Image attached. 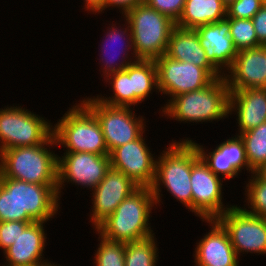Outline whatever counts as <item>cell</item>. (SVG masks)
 Instances as JSON below:
<instances>
[{"instance_id":"1f68e13d","label":"cell","mask_w":266,"mask_h":266,"mask_svg":"<svg viewBox=\"0 0 266 266\" xmlns=\"http://www.w3.org/2000/svg\"><path fill=\"white\" fill-rule=\"evenodd\" d=\"M263 5L261 0H235L226 7V17L252 19Z\"/></svg>"},{"instance_id":"8d00e7d4","label":"cell","mask_w":266,"mask_h":266,"mask_svg":"<svg viewBox=\"0 0 266 266\" xmlns=\"http://www.w3.org/2000/svg\"><path fill=\"white\" fill-rule=\"evenodd\" d=\"M103 1L104 0H84V8L85 11L89 12L90 14H102L103 13ZM97 13V14H96Z\"/></svg>"},{"instance_id":"30bf717a","label":"cell","mask_w":266,"mask_h":266,"mask_svg":"<svg viewBox=\"0 0 266 266\" xmlns=\"http://www.w3.org/2000/svg\"><path fill=\"white\" fill-rule=\"evenodd\" d=\"M157 67L158 90L168 96L166 104L175 96L205 88L216 78L224 77L217 68H202L190 62H180L165 54L154 60Z\"/></svg>"},{"instance_id":"836d02e7","label":"cell","mask_w":266,"mask_h":266,"mask_svg":"<svg viewBox=\"0 0 266 266\" xmlns=\"http://www.w3.org/2000/svg\"><path fill=\"white\" fill-rule=\"evenodd\" d=\"M186 0H145V3L175 23L181 16Z\"/></svg>"},{"instance_id":"e0dca14e","label":"cell","mask_w":266,"mask_h":266,"mask_svg":"<svg viewBox=\"0 0 266 266\" xmlns=\"http://www.w3.org/2000/svg\"><path fill=\"white\" fill-rule=\"evenodd\" d=\"M224 78L229 90L266 88V46L238 51Z\"/></svg>"},{"instance_id":"44dd1931","label":"cell","mask_w":266,"mask_h":266,"mask_svg":"<svg viewBox=\"0 0 266 266\" xmlns=\"http://www.w3.org/2000/svg\"><path fill=\"white\" fill-rule=\"evenodd\" d=\"M45 223L47 222L31 223L20 233L14 243L3 251L6 262L2 266H34L51 263L48 259L44 260L43 254L48 245L47 233L44 230Z\"/></svg>"},{"instance_id":"484cf974","label":"cell","mask_w":266,"mask_h":266,"mask_svg":"<svg viewBox=\"0 0 266 266\" xmlns=\"http://www.w3.org/2000/svg\"><path fill=\"white\" fill-rule=\"evenodd\" d=\"M245 146L249 167L258 172L266 165V122L239 134Z\"/></svg>"},{"instance_id":"f1b7e54d","label":"cell","mask_w":266,"mask_h":266,"mask_svg":"<svg viewBox=\"0 0 266 266\" xmlns=\"http://www.w3.org/2000/svg\"><path fill=\"white\" fill-rule=\"evenodd\" d=\"M108 85H111L113 95L106 97L98 95L97 98L111 106L130 107L131 106V85L129 74L125 70H121L112 74H109L104 78ZM109 82V83H108Z\"/></svg>"},{"instance_id":"ab89813d","label":"cell","mask_w":266,"mask_h":266,"mask_svg":"<svg viewBox=\"0 0 266 266\" xmlns=\"http://www.w3.org/2000/svg\"><path fill=\"white\" fill-rule=\"evenodd\" d=\"M55 263H42V264H38V265H34V266H53Z\"/></svg>"},{"instance_id":"7c38bea8","label":"cell","mask_w":266,"mask_h":266,"mask_svg":"<svg viewBox=\"0 0 266 266\" xmlns=\"http://www.w3.org/2000/svg\"><path fill=\"white\" fill-rule=\"evenodd\" d=\"M63 154L58 155L57 189L60 200L63 193L61 189H64L68 183L78 187L80 185L81 189H91L92 192L111 167L110 155L88 152H64Z\"/></svg>"},{"instance_id":"9a60e30c","label":"cell","mask_w":266,"mask_h":266,"mask_svg":"<svg viewBox=\"0 0 266 266\" xmlns=\"http://www.w3.org/2000/svg\"><path fill=\"white\" fill-rule=\"evenodd\" d=\"M139 186L123 172L110 167L105 177L92 191L90 222L95 230L115 212L119 204Z\"/></svg>"},{"instance_id":"5bb4252c","label":"cell","mask_w":266,"mask_h":266,"mask_svg":"<svg viewBox=\"0 0 266 266\" xmlns=\"http://www.w3.org/2000/svg\"><path fill=\"white\" fill-rule=\"evenodd\" d=\"M142 134L138 139L110 153L111 167L123 172L139 187H151L155 179L156 157Z\"/></svg>"},{"instance_id":"603a6c76","label":"cell","mask_w":266,"mask_h":266,"mask_svg":"<svg viewBox=\"0 0 266 266\" xmlns=\"http://www.w3.org/2000/svg\"><path fill=\"white\" fill-rule=\"evenodd\" d=\"M165 55L180 61L190 62L202 68H216L207 58L195 29L175 26L170 34Z\"/></svg>"},{"instance_id":"d590c367","label":"cell","mask_w":266,"mask_h":266,"mask_svg":"<svg viewBox=\"0 0 266 266\" xmlns=\"http://www.w3.org/2000/svg\"><path fill=\"white\" fill-rule=\"evenodd\" d=\"M144 2L145 0H104L103 13L105 9L107 10L108 7L110 9V7L112 6V9H114V7L118 8L119 12H122L121 15L124 16L128 11Z\"/></svg>"},{"instance_id":"d6986e66","label":"cell","mask_w":266,"mask_h":266,"mask_svg":"<svg viewBox=\"0 0 266 266\" xmlns=\"http://www.w3.org/2000/svg\"><path fill=\"white\" fill-rule=\"evenodd\" d=\"M124 21H125L124 25L121 26L120 23H118L119 24L118 27L116 26L117 22H115V24L114 23L109 24L106 30L107 33L104 34L105 39L102 40L103 41L101 42L102 47H100L102 51L101 52L102 56L99 54V57H101V59L99 58L100 60L99 62L100 63L102 62L101 66L103 67V68L101 67L102 71L99 70L100 72H102L101 74L102 78H106L109 74L124 70L129 64L138 60L137 57L135 56L133 48V39H132L130 25L126 19ZM117 46L120 47V49H118Z\"/></svg>"},{"instance_id":"e575fe53","label":"cell","mask_w":266,"mask_h":266,"mask_svg":"<svg viewBox=\"0 0 266 266\" xmlns=\"http://www.w3.org/2000/svg\"><path fill=\"white\" fill-rule=\"evenodd\" d=\"M254 25L258 44L266 46V5L264 4L251 19Z\"/></svg>"},{"instance_id":"4dcf8cb0","label":"cell","mask_w":266,"mask_h":266,"mask_svg":"<svg viewBox=\"0 0 266 266\" xmlns=\"http://www.w3.org/2000/svg\"><path fill=\"white\" fill-rule=\"evenodd\" d=\"M237 51L259 47L251 19L230 18V33Z\"/></svg>"},{"instance_id":"f546056e","label":"cell","mask_w":266,"mask_h":266,"mask_svg":"<svg viewBox=\"0 0 266 266\" xmlns=\"http://www.w3.org/2000/svg\"><path fill=\"white\" fill-rule=\"evenodd\" d=\"M98 234L99 245L94 254V266H125V243L111 241Z\"/></svg>"},{"instance_id":"d4e9b609","label":"cell","mask_w":266,"mask_h":266,"mask_svg":"<svg viewBox=\"0 0 266 266\" xmlns=\"http://www.w3.org/2000/svg\"><path fill=\"white\" fill-rule=\"evenodd\" d=\"M130 77L131 106H136L158 91L157 67L154 60L138 59L124 69ZM155 89V90H154ZM154 90V91H153Z\"/></svg>"},{"instance_id":"8fae6325","label":"cell","mask_w":266,"mask_h":266,"mask_svg":"<svg viewBox=\"0 0 266 266\" xmlns=\"http://www.w3.org/2000/svg\"><path fill=\"white\" fill-rule=\"evenodd\" d=\"M216 220L228 232L239 258L249 252L266 255V218L249 214L243 207L234 204Z\"/></svg>"},{"instance_id":"cb8c5ba5","label":"cell","mask_w":266,"mask_h":266,"mask_svg":"<svg viewBox=\"0 0 266 266\" xmlns=\"http://www.w3.org/2000/svg\"><path fill=\"white\" fill-rule=\"evenodd\" d=\"M226 18V6L221 0H186L175 26L196 29Z\"/></svg>"},{"instance_id":"4fadbf2b","label":"cell","mask_w":266,"mask_h":266,"mask_svg":"<svg viewBox=\"0 0 266 266\" xmlns=\"http://www.w3.org/2000/svg\"><path fill=\"white\" fill-rule=\"evenodd\" d=\"M192 213L201 220L217 219L233 205L223 204V179L215 175L200 157L191 172ZM230 205V206H229Z\"/></svg>"},{"instance_id":"4316f807","label":"cell","mask_w":266,"mask_h":266,"mask_svg":"<svg viewBox=\"0 0 266 266\" xmlns=\"http://www.w3.org/2000/svg\"><path fill=\"white\" fill-rule=\"evenodd\" d=\"M155 234L138 241L125 243V266H156L159 260Z\"/></svg>"},{"instance_id":"60d3db41","label":"cell","mask_w":266,"mask_h":266,"mask_svg":"<svg viewBox=\"0 0 266 266\" xmlns=\"http://www.w3.org/2000/svg\"><path fill=\"white\" fill-rule=\"evenodd\" d=\"M262 2H263V4H265L266 5V0H261Z\"/></svg>"},{"instance_id":"d6a6232c","label":"cell","mask_w":266,"mask_h":266,"mask_svg":"<svg viewBox=\"0 0 266 266\" xmlns=\"http://www.w3.org/2000/svg\"><path fill=\"white\" fill-rule=\"evenodd\" d=\"M31 223L22 221L0 222V248L7 249Z\"/></svg>"},{"instance_id":"9c48e42d","label":"cell","mask_w":266,"mask_h":266,"mask_svg":"<svg viewBox=\"0 0 266 266\" xmlns=\"http://www.w3.org/2000/svg\"><path fill=\"white\" fill-rule=\"evenodd\" d=\"M98 119L109 154L117 147L145 134L146 122L142 115L136 117L132 107L111 106L96 96L81 100Z\"/></svg>"},{"instance_id":"ba28073f","label":"cell","mask_w":266,"mask_h":266,"mask_svg":"<svg viewBox=\"0 0 266 266\" xmlns=\"http://www.w3.org/2000/svg\"><path fill=\"white\" fill-rule=\"evenodd\" d=\"M41 116L19 105L1 108L0 153L10 148L44 144L53 135V123Z\"/></svg>"},{"instance_id":"6da1fadb","label":"cell","mask_w":266,"mask_h":266,"mask_svg":"<svg viewBox=\"0 0 266 266\" xmlns=\"http://www.w3.org/2000/svg\"><path fill=\"white\" fill-rule=\"evenodd\" d=\"M57 185L0 177V222H48L60 207Z\"/></svg>"},{"instance_id":"74e56055","label":"cell","mask_w":266,"mask_h":266,"mask_svg":"<svg viewBox=\"0 0 266 266\" xmlns=\"http://www.w3.org/2000/svg\"><path fill=\"white\" fill-rule=\"evenodd\" d=\"M266 179V165L258 171Z\"/></svg>"},{"instance_id":"7402d4cb","label":"cell","mask_w":266,"mask_h":266,"mask_svg":"<svg viewBox=\"0 0 266 266\" xmlns=\"http://www.w3.org/2000/svg\"><path fill=\"white\" fill-rule=\"evenodd\" d=\"M236 114L239 135L266 122V88L230 90L229 115Z\"/></svg>"},{"instance_id":"ac0fdd59","label":"cell","mask_w":266,"mask_h":266,"mask_svg":"<svg viewBox=\"0 0 266 266\" xmlns=\"http://www.w3.org/2000/svg\"><path fill=\"white\" fill-rule=\"evenodd\" d=\"M210 230L196 243L193 253L195 266H240L228 232L216 220H202Z\"/></svg>"},{"instance_id":"83f0119b","label":"cell","mask_w":266,"mask_h":266,"mask_svg":"<svg viewBox=\"0 0 266 266\" xmlns=\"http://www.w3.org/2000/svg\"><path fill=\"white\" fill-rule=\"evenodd\" d=\"M244 184H246L244 202L247 204L243 209L249 214L266 218V179L259 172H253L248 182Z\"/></svg>"},{"instance_id":"f35d334b","label":"cell","mask_w":266,"mask_h":266,"mask_svg":"<svg viewBox=\"0 0 266 266\" xmlns=\"http://www.w3.org/2000/svg\"><path fill=\"white\" fill-rule=\"evenodd\" d=\"M222 1V3L226 6V7H228L231 3H233L235 0H221Z\"/></svg>"},{"instance_id":"8992f818","label":"cell","mask_w":266,"mask_h":266,"mask_svg":"<svg viewBox=\"0 0 266 266\" xmlns=\"http://www.w3.org/2000/svg\"><path fill=\"white\" fill-rule=\"evenodd\" d=\"M58 120L53 126V136L57 147L66 148L64 152L110 155L98 119L81 100Z\"/></svg>"},{"instance_id":"ffe728a7","label":"cell","mask_w":266,"mask_h":266,"mask_svg":"<svg viewBox=\"0 0 266 266\" xmlns=\"http://www.w3.org/2000/svg\"><path fill=\"white\" fill-rule=\"evenodd\" d=\"M195 30L208 60L224 75L232 67L238 52L229 36L230 18L199 26Z\"/></svg>"},{"instance_id":"52a82bcc","label":"cell","mask_w":266,"mask_h":266,"mask_svg":"<svg viewBox=\"0 0 266 266\" xmlns=\"http://www.w3.org/2000/svg\"><path fill=\"white\" fill-rule=\"evenodd\" d=\"M122 19L130 25L137 59L155 60L165 54L175 22L145 2L128 11Z\"/></svg>"},{"instance_id":"277c9868","label":"cell","mask_w":266,"mask_h":266,"mask_svg":"<svg viewBox=\"0 0 266 266\" xmlns=\"http://www.w3.org/2000/svg\"><path fill=\"white\" fill-rule=\"evenodd\" d=\"M150 187H138L127 196L95 230L104 238L117 242H132L155 233L149 221L153 208L157 209Z\"/></svg>"},{"instance_id":"3957f363","label":"cell","mask_w":266,"mask_h":266,"mask_svg":"<svg viewBox=\"0 0 266 266\" xmlns=\"http://www.w3.org/2000/svg\"><path fill=\"white\" fill-rule=\"evenodd\" d=\"M229 95L225 78L219 77L205 88L173 97L161 107L159 115L188 124L218 122L229 117Z\"/></svg>"},{"instance_id":"5b68a950","label":"cell","mask_w":266,"mask_h":266,"mask_svg":"<svg viewBox=\"0 0 266 266\" xmlns=\"http://www.w3.org/2000/svg\"><path fill=\"white\" fill-rule=\"evenodd\" d=\"M52 135L44 144L10 148L0 153V177L13 178L28 183L57 185L58 153Z\"/></svg>"},{"instance_id":"7a4b0ae2","label":"cell","mask_w":266,"mask_h":266,"mask_svg":"<svg viewBox=\"0 0 266 266\" xmlns=\"http://www.w3.org/2000/svg\"><path fill=\"white\" fill-rule=\"evenodd\" d=\"M156 159L155 179L150 187L155 198L156 207L162 203L161 189L180 201L192 212V165L200 158L195 144L191 140L171 141ZM163 186V187H162ZM162 187V188H161Z\"/></svg>"},{"instance_id":"2e32d148","label":"cell","mask_w":266,"mask_h":266,"mask_svg":"<svg viewBox=\"0 0 266 266\" xmlns=\"http://www.w3.org/2000/svg\"><path fill=\"white\" fill-rule=\"evenodd\" d=\"M234 136L229 137V139L224 140L219 145L217 144L215 149H212L210 152L190 138L186 137L180 140H191L210 170L215 175L224 179V181H227L226 179L238 178L243 169L248 173L250 172L249 174L254 172L247 162L243 140L239 135Z\"/></svg>"}]
</instances>
